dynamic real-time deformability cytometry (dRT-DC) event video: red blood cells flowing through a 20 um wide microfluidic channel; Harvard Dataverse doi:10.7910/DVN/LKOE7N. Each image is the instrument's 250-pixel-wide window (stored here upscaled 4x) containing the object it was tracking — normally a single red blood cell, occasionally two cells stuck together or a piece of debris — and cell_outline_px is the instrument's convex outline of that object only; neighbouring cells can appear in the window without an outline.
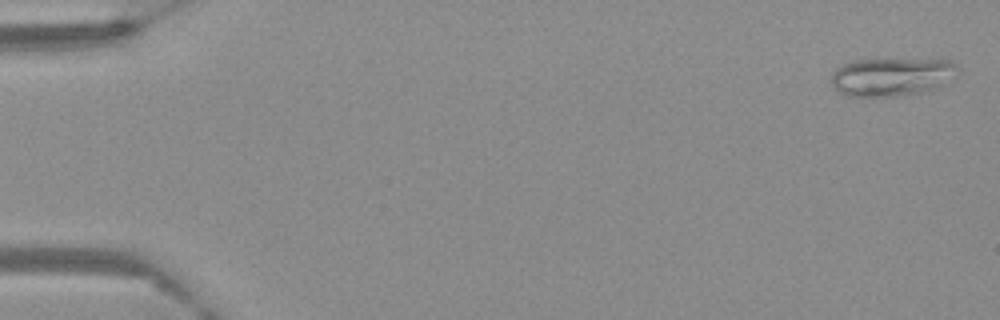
{"species": "Egyptian fruit bat (a non-hibernating species)", "species_latin": "Rousettus aegyptiacus", "temperature_condition": "warm", "stored_images_in_passage": 60, "camera_frame_rate_fps": 3000, "um_per_image_px": 0.085, "frame": {"image": 1, "passage_image": 2, "time_ms": 0.333, "image_size_px": [1000, 320], "cell_outline_px": [[960, 68], [944, 84], [936, 88], [896, 96], [848, 96], [840, 92], [832, 84], [832, 72], [836, 68], [844, 64], [856, 60], [884, 56], [952, 60]], "centroid_in_image_um": [75.81, 6.45], "position_along_channel_um": 9.2, "area_um2": 29.02}}
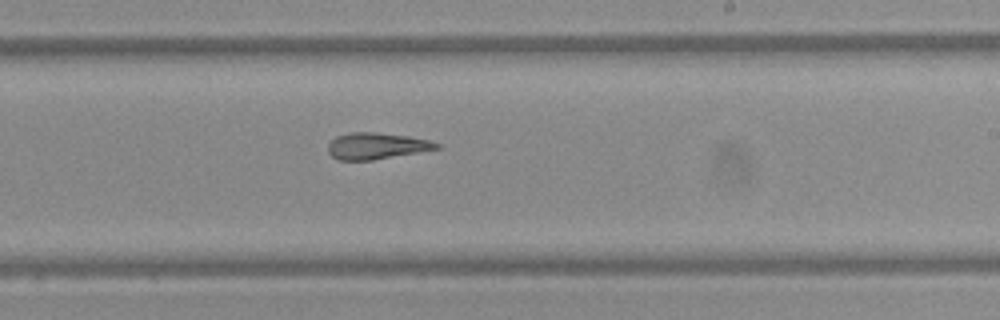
{"frame": {"image": 2, "passage_image": 37, "time_ms": 12.0, "image_size_px": [1000, 320], "cell_outline_px": [[440, 148], [372, 160], [336, 160], [328, 152], [328, 144], [336, 136], [348, 132], [376, 132], [408, 136], [428, 140], [440, 144]], "centroid_in_image_um": [31.95, 12.4], "position_along_channel_um": 257.0, "area_um2": 16.65}}
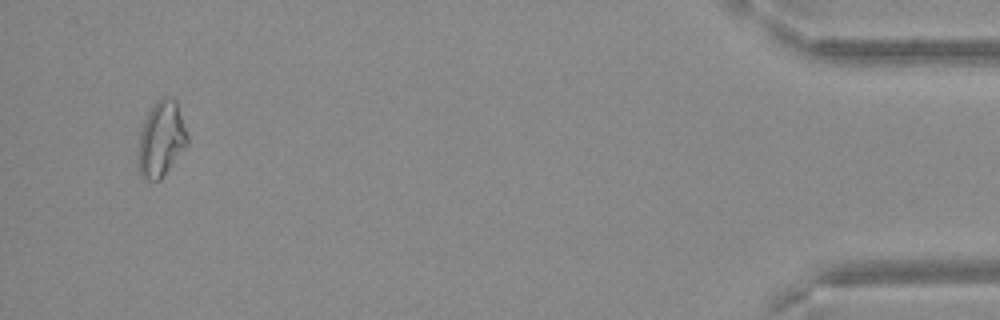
{"frame": {"image": 3, "passage_image": 58, "time_ms": 19.0, "image_size_px": [1000, 320], "cell_outline_px": [[188, 144], [160, 180], [144, 180], [140, 176], [136, 168], [136, 156], [140, 132], [144, 120], [152, 104], [160, 96], [164, 96], [176, 100], [188, 136]], "centroid_in_image_um": [13.65, 11.84], "position_along_channel_um": 421.5, "area_um2": 22.14}}